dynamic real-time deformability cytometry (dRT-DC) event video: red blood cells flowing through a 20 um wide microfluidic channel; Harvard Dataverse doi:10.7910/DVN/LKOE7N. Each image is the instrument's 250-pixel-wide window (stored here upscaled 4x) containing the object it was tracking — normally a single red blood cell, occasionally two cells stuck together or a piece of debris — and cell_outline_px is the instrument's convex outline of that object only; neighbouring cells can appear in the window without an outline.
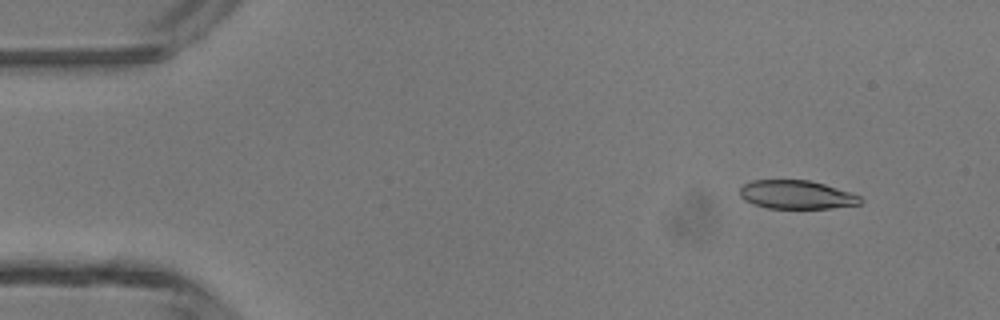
{"species": "common noctule bat (a hibernating species)", "species_latin": "Nyctalus noctula", "temperature_condition": "room temperature", "stored_images_in_passage": 5, "camera_frame_rate_fps": 3000, "um_per_image_px": 0.085, "animal": {"sex": "male", "body_mass_g": 13.3}, "frame": {"image": 1, "passage_image": 2, "time_ms": 1.0, "image_size_px": [1000, 320], "cell_outline_px": [[864, 200], [860, 204], [832, 208], [768, 208], [752, 204], [744, 200], [740, 196], [740, 188], [744, 184], [752, 180], [808, 180], [824, 184], [852, 192], [860, 196]], "centroid_in_image_um": [67.72, 16.55], "position_along_channel_um": 17.3, "area_um2": 20.17}}
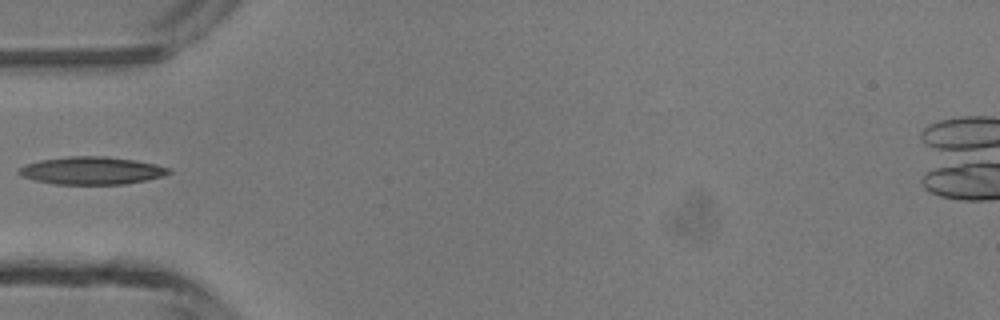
{"frame": {"image": 2, "passage_image": 5, "time_ms": 4.667, "image_size_px": [1000, 320], "cell_outline_px": [[172, 172], [164, 176], [148, 180], [124, 184], [56, 184], [36, 180], [20, 176], [16, 172], [20, 168], [28, 164], [40, 160], [68, 156], [104, 156], [136, 160], [156, 164], [172, 168]], "centroid_in_image_um": [7.85, 14.5], "position_along_channel_um": 77.2, "area_um2": 24.28}}